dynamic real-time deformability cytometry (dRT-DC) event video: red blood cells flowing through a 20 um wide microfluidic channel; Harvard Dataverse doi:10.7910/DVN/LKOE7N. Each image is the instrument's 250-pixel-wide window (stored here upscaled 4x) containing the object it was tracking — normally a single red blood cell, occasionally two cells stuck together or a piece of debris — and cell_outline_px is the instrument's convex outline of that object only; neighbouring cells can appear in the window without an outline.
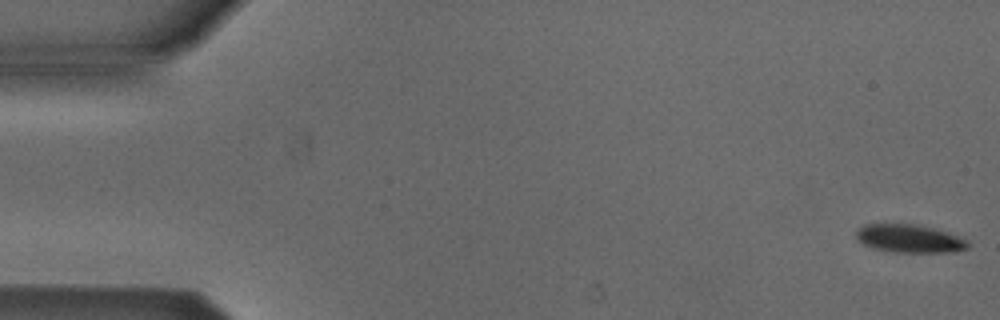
{"species": "Egyptian fruit bat (a non-hibernating species)", "species_latin": "Rousettus aegyptiacus", "temperature_condition": "cold", "stored_images_in_passage": 8, "camera_frame_rate_fps": 3000, "um_per_image_px": 0.085, "animal": {"sex": "male"}, "frame": {"image": 1, "passage_image": 1, "time_ms": 0.0, "image_size_px": [1000, 320], "cell_outline_px": [[968, 248], [952, 252], [892, 252], [872, 248], [864, 244], [856, 236], [856, 232], [864, 224], [912, 224], [932, 228], [968, 240]], "centroid_in_image_um": [77.28, 20.29], "position_along_channel_um": 7.7, "area_um2": 17.98}}